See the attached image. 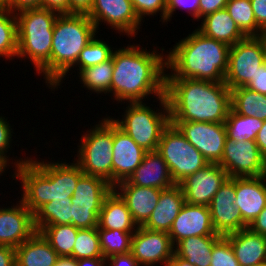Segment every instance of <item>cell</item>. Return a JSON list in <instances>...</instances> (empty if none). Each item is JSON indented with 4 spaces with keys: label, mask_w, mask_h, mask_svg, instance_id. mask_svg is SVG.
<instances>
[{
    "label": "cell",
    "mask_w": 266,
    "mask_h": 266,
    "mask_svg": "<svg viewBox=\"0 0 266 266\" xmlns=\"http://www.w3.org/2000/svg\"><path fill=\"white\" fill-rule=\"evenodd\" d=\"M18 51L16 15L7 8H0V60H15Z\"/></svg>",
    "instance_id": "cell-35"
},
{
    "label": "cell",
    "mask_w": 266,
    "mask_h": 266,
    "mask_svg": "<svg viewBox=\"0 0 266 266\" xmlns=\"http://www.w3.org/2000/svg\"><path fill=\"white\" fill-rule=\"evenodd\" d=\"M7 7V0H0V8H6Z\"/></svg>",
    "instance_id": "cell-59"
},
{
    "label": "cell",
    "mask_w": 266,
    "mask_h": 266,
    "mask_svg": "<svg viewBox=\"0 0 266 266\" xmlns=\"http://www.w3.org/2000/svg\"><path fill=\"white\" fill-rule=\"evenodd\" d=\"M235 199V177H229L219 188L208 206L212 225L217 234L225 236L248 228L240 211L234 205Z\"/></svg>",
    "instance_id": "cell-17"
},
{
    "label": "cell",
    "mask_w": 266,
    "mask_h": 266,
    "mask_svg": "<svg viewBox=\"0 0 266 266\" xmlns=\"http://www.w3.org/2000/svg\"><path fill=\"white\" fill-rule=\"evenodd\" d=\"M6 8L16 14L26 9L41 8V0H7Z\"/></svg>",
    "instance_id": "cell-48"
},
{
    "label": "cell",
    "mask_w": 266,
    "mask_h": 266,
    "mask_svg": "<svg viewBox=\"0 0 266 266\" xmlns=\"http://www.w3.org/2000/svg\"><path fill=\"white\" fill-rule=\"evenodd\" d=\"M54 266H77V260L72 257H59Z\"/></svg>",
    "instance_id": "cell-56"
},
{
    "label": "cell",
    "mask_w": 266,
    "mask_h": 266,
    "mask_svg": "<svg viewBox=\"0 0 266 266\" xmlns=\"http://www.w3.org/2000/svg\"><path fill=\"white\" fill-rule=\"evenodd\" d=\"M77 266H106V258H82L77 260Z\"/></svg>",
    "instance_id": "cell-54"
},
{
    "label": "cell",
    "mask_w": 266,
    "mask_h": 266,
    "mask_svg": "<svg viewBox=\"0 0 266 266\" xmlns=\"http://www.w3.org/2000/svg\"><path fill=\"white\" fill-rule=\"evenodd\" d=\"M170 122L224 123L231 110V90L224 82L166 79Z\"/></svg>",
    "instance_id": "cell-2"
},
{
    "label": "cell",
    "mask_w": 266,
    "mask_h": 266,
    "mask_svg": "<svg viewBox=\"0 0 266 266\" xmlns=\"http://www.w3.org/2000/svg\"><path fill=\"white\" fill-rule=\"evenodd\" d=\"M210 266H240L230 241L222 236L213 246Z\"/></svg>",
    "instance_id": "cell-42"
},
{
    "label": "cell",
    "mask_w": 266,
    "mask_h": 266,
    "mask_svg": "<svg viewBox=\"0 0 266 266\" xmlns=\"http://www.w3.org/2000/svg\"><path fill=\"white\" fill-rule=\"evenodd\" d=\"M225 237L230 241L240 266H257L266 263V236L245 228Z\"/></svg>",
    "instance_id": "cell-24"
},
{
    "label": "cell",
    "mask_w": 266,
    "mask_h": 266,
    "mask_svg": "<svg viewBox=\"0 0 266 266\" xmlns=\"http://www.w3.org/2000/svg\"><path fill=\"white\" fill-rule=\"evenodd\" d=\"M257 27L266 30V0H250Z\"/></svg>",
    "instance_id": "cell-46"
},
{
    "label": "cell",
    "mask_w": 266,
    "mask_h": 266,
    "mask_svg": "<svg viewBox=\"0 0 266 266\" xmlns=\"http://www.w3.org/2000/svg\"><path fill=\"white\" fill-rule=\"evenodd\" d=\"M41 8L58 14H69V0H41Z\"/></svg>",
    "instance_id": "cell-49"
},
{
    "label": "cell",
    "mask_w": 266,
    "mask_h": 266,
    "mask_svg": "<svg viewBox=\"0 0 266 266\" xmlns=\"http://www.w3.org/2000/svg\"><path fill=\"white\" fill-rule=\"evenodd\" d=\"M248 228L257 234L266 236V207L262 212L253 220Z\"/></svg>",
    "instance_id": "cell-52"
},
{
    "label": "cell",
    "mask_w": 266,
    "mask_h": 266,
    "mask_svg": "<svg viewBox=\"0 0 266 266\" xmlns=\"http://www.w3.org/2000/svg\"><path fill=\"white\" fill-rule=\"evenodd\" d=\"M34 158L30 156L10 175L12 181H21L20 200L33 214L48 202L71 199L79 178L84 174L75 160L67 163L66 160L40 161Z\"/></svg>",
    "instance_id": "cell-3"
},
{
    "label": "cell",
    "mask_w": 266,
    "mask_h": 266,
    "mask_svg": "<svg viewBox=\"0 0 266 266\" xmlns=\"http://www.w3.org/2000/svg\"><path fill=\"white\" fill-rule=\"evenodd\" d=\"M95 24L97 31L102 23L118 34L134 39L140 31L142 22L134 11L131 0H94L87 15Z\"/></svg>",
    "instance_id": "cell-13"
},
{
    "label": "cell",
    "mask_w": 266,
    "mask_h": 266,
    "mask_svg": "<svg viewBox=\"0 0 266 266\" xmlns=\"http://www.w3.org/2000/svg\"><path fill=\"white\" fill-rule=\"evenodd\" d=\"M113 190L106 180L83 174L71 197L72 225L78 229L98 227V217L105 197Z\"/></svg>",
    "instance_id": "cell-10"
},
{
    "label": "cell",
    "mask_w": 266,
    "mask_h": 266,
    "mask_svg": "<svg viewBox=\"0 0 266 266\" xmlns=\"http://www.w3.org/2000/svg\"><path fill=\"white\" fill-rule=\"evenodd\" d=\"M94 0H69V14L88 15Z\"/></svg>",
    "instance_id": "cell-50"
},
{
    "label": "cell",
    "mask_w": 266,
    "mask_h": 266,
    "mask_svg": "<svg viewBox=\"0 0 266 266\" xmlns=\"http://www.w3.org/2000/svg\"><path fill=\"white\" fill-rule=\"evenodd\" d=\"M18 51L17 59L32 62L38 76L50 89V57L54 22L58 13L44 9H26L16 14ZM20 58V59H19Z\"/></svg>",
    "instance_id": "cell-6"
},
{
    "label": "cell",
    "mask_w": 266,
    "mask_h": 266,
    "mask_svg": "<svg viewBox=\"0 0 266 266\" xmlns=\"http://www.w3.org/2000/svg\"><path fill=\"white\" fill-rule=\"evenodd\" d=\"M126 181L131 185L154 187L162 190L176 185L171 177L168 165L157 150L146 152L141 164Z\"/></svg>",
    "instance_id": "cell-23"
},
{
    "label": "cell",
    "mask_w": 266,
    "mask_h": 266,
    "mask_svg": "<svg viewBox=\"0 0 266 266\" xmlns=\"http://www.w3.org/2000/svg\"><path fill=\"white\" fill-rule=\"evenodd\" d=\"M147 151L113 122V187L135 171Z\"/></svg>",
    "instance_id": "cell-20"
},
{
    "label": "cell",
    "mask_w": 266,
    "mask_h": 266,
    "mask_svg": "<svg viewBox=\"0 0 266 266\" xmlns=\"http://www.w3.org/2000/svg\"><path fill=\"white\" fill-rule=\"evenodd\" d=\"M157 151L168 165L175 184L204 168L209 162L171 123L162 131Z\"/></svg>",
    "instance_id": "cell-9"
},
{
    "label": "cell",
    "mask_w": 266,
    "mask_h": 266,
    "mask_svg": "<svg viewBox=\"0 0 266 266\" xmlns=\"http://www.w3.org/2000/svg\"><path fill=\"white\" fill-rule=\"evenodd\" d=\"M10 122L8 121L7 117L0 115V159L4 161L9 167L11 168H17L21 163H24L29 159V157L25 156L24 158L20 157L19 159H13L10 156V153H8L12 149V137L14 133V129L12 128ZM11 158V159H10ZM12 160V163H11ZM11 163V165H10Z\"/></svg>",
    "instance_id": "cell-40"
},
{
    "label": "cell",
    "mask_w": 266,
    "mask_h": 266,
    "mask_svg": "<svg viewBox=\"0 0 266 266\" xmlns=\"http://www.w3.org/2000/svg\"><path fill=\"white\" fill-rule=\"evenodd\" d=\"M166 266H195V265L190 264L187 260L180 258L174 254L172 259L167 263Z\"/></svg>",
    "instance_id": "cell-55"
},
{
    "label": "cell",
    "mask_w": 266,
    "mask_h": 266,
    "mask_svg": "<svg viewBox=\"0 0 266 266\" xmlns=\"http://www.w3.org/2000/svg\"><path fill=\"white\" fill-rule=\"evenodd\" d=\"M231 109L244 116L266 120V95L247 87L231 89Z\"/></svg>",
    "instance_id": "cell-31"
},
{
    "label": "cell",
    "mask_w": 266,
    "mask_h": 266,
    "mask_svg": "<svg viewBox=\"0 0 266 266\" xmlns=\"http://www.w3.org/2000/svg\"><path fill=\"white\" fill-rule=\"evenodd\" d=\"M15 250L16 266H54L59 258L49 242L37 231Z\"/></svg>",
    "instance_id": "cell-28"
},
{
    "label": "cell",
    "mask_w": 266,
    "mask_h": 266,
    "mask_svg": "<svg viewBox=\"0 0 266 266\" xmlns=\"http://www.w3.org/2000/svg\"><path fill=\"white\" fill-rule=\"evenodd\" d=\"M0 266H16V250L0 245Z\"/></svg>",
    "instance_id": "cell-51"
},
{
    "label": "cell",
    "mask_w": 266,
    "mask_h": 266,
    "mask_svg": "<svg viewBox=\"0 0 266 266\" xmlns=\"http://www.w3.org/2000/svg\"><path fill=\"white\" fill-rule=\"evenodd\" d=\"M228 178V174L219 164L209 163L187 176L178 185L182 189L186 203L209 206L214 195Z\"/></svg>",
    "instance_id": "cell-16"
},
{
    "label": "cell",
    "mask_w": 266,
    "mask_h": 266,
    "mask_svg": "<svg viewBox=\"0 0 266 266\" xmlns=\"http://www.w3.org/2000/svg\"><path fill=\"white\" fill-rule=\"evenodd\" d=\"M235 192L234 205L249 226L266 207V175L235 177Z\"/></svg>",
    "instance_id": "cell-21"
},
{
    "label": "cell",
    "mask_w": 266,
    "mask_h": 266,
    "mask_svg": "<svg viewBox=\"0 0 266 266\" xmlns=\"http://www.w3.org/2000/svg\"><path fill=\"white\" fill-rule=\"evenodd\" d=\"M8 168L9 169V166L0 159V176H3V174L5 173V171H8ZM3 173V174H2ZM1 178V177H0Z\"/></svg>",
    "instance_id": "cell-58"
},
{
    "label": "cell",
    "mask_w": 266,
    "mask_h": 266,
    "mask_svg": "<svg viewBox=\"0 0 266 266\" xmlns=\"http://www.w3.org/2000/svg\"><path fill=\"white\" fill-rule=\"evenodd\" d=\"M222 235L191 236L174 246V254L195 266H210L214 244Z\"/></svg>",
    "instance_id": "cell-29"
},
{
    "label": "cell",
    "mask_w": 266,
    "mask_h": 266,
    "mask_svg": "<svg viewBox=\"0 0 266 266\" xmlns=\"http://www.w3.org/2000/svg\"><path fill=\"white\" fill-rule=\"evenodd\" d=\"M135 13L139 20L144 23L146 17H156L159 13V22H166V0H131Z\"/></svg>",
    "instance_id": "cell-41"
},
{
    "label": "cell",
    "mask_w": 266,
    "mask_h": 266,
    "mask_svg": "<svg viewBox=\"0 0 266 266\" xmlns=\"http://www.w3.org/2000/svg\"><path fill=\"white\" fill-rule=\"evenodd\" d=\"M95 24L84 14H59L54 22L50 57V91L62 88L80 52L98 35Z\"/></svg>",
    "instance_id": "cell-5"
},
{
    "label": "cell",
    "mask_w": 266,
    "mask_h": 266,
    "mask_svg": "<svg viewBox=\"0 0 266 266\" xmlns=\"http://www.w3.org/2000/svg\"><path fill=\"white\" fill-rule=\"evenodd\" d=\"M159 108L145 102H127L121 118L110 119L145 151H156L162 131L170 124L166 95L157 99ZM156 109V110H155Z\"/></svg>",
    "instance_id": "cell-7"
},
{
    "label": "cell",
    "mask_w": 266,
    "mask_h": 266,
    "mask_svg": "<svg viewBox=\"0 0 266 266\" xmlns=\"http://www.w3.org/2000/svg\"><path fill=\"white\" fill-rule=\"evenodd\" d=\"M78 228L74 225H48L40 233L57 252L59 257H72Z\"/></svg>",
    "instance_id": "cell-34"
},
{
    "label": "cell",
    "mask_w": 266,
    "mask_h": 266,
    "mask_svg": "<svg viewBox=\"0 0 266 266\" xmlns=\"http://www.w3.org/2000/svg\"><path fill=\"white\" fill-rule=\"evenodd\" d=\"M96 123L81 136L74 160L84 174L100 177L113 186V121L106 113Z\"/></svg>",
    "instance_id": "cell-8"
},
{
    "label": "cell",
    "mask_w": 266,
    "mask_h": 266,
    "mask_svg": "<svg viewBox=\"0 0 266 266\" xmlns=\"http://www.w3.org/2000/svg\"><path fill=\"white\" fill-rule=\"evenodd\" d=\"M225 9L246 37H257L262 32L257 27L250 0H228Z\"/></svg>",
    "instance_id": "cell-36"
},
{
    "label": "cell",
    "mask_w": 266,
    "mask_h": 266,
    "mask_svg": "<svg viewBox=\"0 0 266 266\" xmlns=\"http://www.w3.org/2000/svg\"><path fill=\"white\" fill-rule=\"evenodd\" d=\"M219 165L229 177H259L266 175V160L255 141H235L226 138Z\"/></svg>",
    "instance_id": "cell-12"
},
{
    "label": "cell",
    "mask_w": 266,
    "mask_h": 266,
    "mask_svg": "<svg viewBox=\"0 0 266 266\" xmlns=\"http://www.w3.org/2000/svg\"><path fill=\"white\" fill-rule=\"evenodd\" d=\"M264 121L256 117L240 115L230 110L224 122L227 138L239 141H255L257 133L262 128Z\"/></svg>",
    "instance_id": "cell-33"
},
{
    "label": "cell",
    "mask_w": 266,
    "mask_h": 266,
    "mask_svg": "<svg viewBox=\"0 0 266 266\" xmlns=\"http://www.w3.org/2000/svg\"><path fill=\"white\" fill-rule=\"evenodd\" d=\"M257 266H266V263H263V264H260V265H257Z\"/></svg>",
    "instance_id": "cell-60"
},
{
    "label": "cell",
    "mask_w": 266,
    "mask_h": 266,
    "mask_svg": "<svg viewBox=\"0 0 266 266\" xmlns=\"http://www.w3.org/2000/svg\"><path fill=\"white\" fill-rule=\"evenodd\" d=\"M228 0H200L199 1V19L204 16L224 9Z\"/></svg>",
    "instance_id": "cell-45"
},
{
    "label": "cell",
    "mask_w": 266,
    "mask_h": 266,
    "mask_svg": "<svg viewBox=\"0 0 266 266\" xmlns=\"http://www.w3.org/2000/svg\"><path fill=\"white\" fill-rule=\"evenodd\" d=\"M108 42L109 41L106 42L104 39H100L95 35L80 52L76 64L69 71L75 69L78 73V70L80 71L81 69L89 68L109 60L116 48L111 47L112 45Z\"/></svg>",
    "instance_id": "cell-37"
},
{
    "label": "cell",
    "mask_w": 266,
    "mask_h": 266,
    "mask_svg": "<svg viewBox=\"0 0 266 266\" xmlns=\"http://www.w3.org/2000/svg\"><path fill=\"white\" fill-rule=\"evenodd\" d=\"M248 89L266 95V62L260 66V70L254 76V79L245 86Z\"/></svg>",
    "instance_id": "cell-44"
},
{
    "label": "cell",
    "mask_w": 266,
    "mask_h": 266,
    "mask_svg": "<svg viewBox=\"0 0 266 266\" xmlns=\"http://www.w3.org/2000/svg\"><path fill=\"white\" fill-rule=\"evenodd\" d=\"M201 19L202 22L196 29L209 38L224 42L229 46L246 38L225 8Z\"/></svg>",
    "instance_id": "cell-27"
},
{
    "label": "cell",
    "mask_w": 266,
    "mask_h": 266,
    "mask_svg": "<svg viewBox=\"0 0 266 266\" xmlns=\"http://www.w3.org/2000/svg\"><path fill=\"white\" fill-rule=\"evenodd\" d=\"M113 189L125 201L133 221L143 226L158 204L162 189L131 185L126 180L117 183Z\"/></svg>",
    "instance_id": "cell-22"
},
{
    "label": "cell",
    "mask_w": 266,
    "mask_h": 266,
    "mask_svg": "<svg viewBox=\"0 0 266 266\" xmlns=\"http://www.w3.org/2000/svg\"><path fill=\"white\" fill-rule=\"evenodd\" d=\"M100 247L104 258L131 252L132 236L134 232L118 229L108 230L97 227Z\"/></svg>",
    "instance_id": "cell-38"
},
{
    "label": "cell",
    "mask_w": 266,
    "mask_h": 266,
    "mask_svg": "<svg viewBox=\"0 0 266 266\" xmlns=\"http://www.w3.org/2000/svg\"><path fill=\"white\" fill-rule=\"evenodd\" d=\"M199 1L200 0H166V24L174 17L176 10L186 12L193 18L192 20H199Z\"/></svg>",
    "instance_id": "cell-43"
},
{
    "label": "cell",
    "mask_w": 266,
    "mask_h": 266,
    "mask_svg": "<svg viewBox=\"0 0 266 266\" xmlns=\"http://www.w3.org/2000/svg\"><path fill=\"white\" fill-rule=\"evenodd\" d=\"M113 60L112 57L105 61L102 62L98 65L89 67V68H84L78 71L77 77H79L80 80L78 82L81 85L82 88H86V90L89 93L96 94H105V96L111 94V82H112V76H113ZM103 93V94H102Z\"/></svg>",
    "instance_id": "cell-30"
},
{
    "label": "cell",
    "mask_w": 266,
    "mask_h": 266,
    "mask_svg": "<svg viewBox=\"0 0 266 266\" xmlns=\"http://www.w3.org/2000/svg\"><path fill=\"white\" fill-rule=\"evenodd\" d=\"M169 236L175 246L179 241L191 236L217 234L211 220L208 206L184 203L173 221Z\"/></svg>",
    "instance_id": "cell-19"
},
{
    "label": "cell",
    "mask_w": 266,
    "mask_h": 266,
    "mask_svg": "<svg viewBox=\"0 0 266 266\" xmlns=\"http://www.w3.org/2000/svg\"><path fill=\"white\" fill-rule=\"evenodd\" d=\"M11 206H0V245L16 248L35 232L33 213L19 199ZM2 207V208H1Z\"/></svg>",
    "instance_id": "cell-18"
},
{
    "label": "cell",
    "mask_w": 266,
    "mask_h": 266,
    "mask_svg": "<svg viewBox=\"0 0 266 266\" xmlns=\"http://www.w3.org/2000/svg\"><path fill=\"white\" fill-rule=\"evenodd\" d=\"M229 49L228 44L209 38L195 28L169 48V52L165 51L168 53L166 79L224 82Z\"/></svg>",
    "instance_id": "cell-4"
},
{
    "label": "cell",
    "mask_w": 266,
    "mask_h": 266,
    "mask_svg": "<svg viewBox=\"0 0 266 266\" xmlns=\"http://www.w3.org/2000/svg\"><path fill=\"white\" fill-rule=\"evenodd\" d=\"M265 62L264 48L258 37H246L230 46L224 83L229 89L245 87Z\"/></svg>",
    "instance_id": "cell-11"
},
{
    "label": "cell",
    "mask_w": 266,
    "mask_h": 266,
    "mask_svg": "<svg viewBox=\"0 0 266 266\" xmlns=\"http://www.w3.org/2000/svg\"><path fill=\"white\" fill-rule=\"evenodd\" d=\"M204 156L209 163L219 164L227 138L224 123L170 122Z\"/></svg>",
    "instance_id": "cell-14"
},
{
    "label": "cell",
    "mask_w": 266,
    "mask_h": 266,
    "mask_svg": "<svg viewBox=\"0 0 266 266\" xmlns=\"http://www.w3.org/2000/svg\"><path fill=\"white\" fill-rule=\"evenodd\" d=\"M257 37L262 42V45L264 48V57H265V62H266V30H263Z\"/></svg>",
    "instance_id": "cell-57"
},
{
    "label": "cell",
    "mask_w": 266,
    "mask_h": 266,
    "mask_svg": "<svg viewBox=\"0 0 266 266\" xmlns=\"http://www.w3.org/2000/svg\"><path fill=\"white\" fill-rule=\"evenodd\" d=\"M71 199H60L42 205L34 214V226L40 232L48 225L72 224Z\"/></svg>",
    "instance_id": "cell-32"
},
{
    "label": "cell",
    "mask_w": 266,
    "mask_h": 266,
    "mask_svg": "<svg viewBox=\"0 0 266 266\" xmlns=\"http://www.w3.org/2000/svg\"><path fill=\"white\" fill-rule=\"evenodd\" d=\"M131 253L141 266H166L174 255V245L167 232L138 226L132 236Z\"/></svg>",
    "instance_id": "cell-15"
},
{
    "label": "cell",
    "mask_w": 266,
    "mask_h": 266,
    "mask_svg": "<svg viewBox=\"0 0 266 266\" xmlns=\"http://www.w3.org/2000/svg\"><path fill=\"white\" fill-rule=\"evenodd\" d=\"M184 203V194L178 184L163 190L158 204L143 227L153 231L169 233L173 221L178 216Z\"/></svg>",
    "instance_id": "cell-25"
},
{
    "label": "cell",
    "mask_w": 266,
    "mask_h": 266,
    "mask_svg": "<svg viewBox=\"0 0 266 266\" xmlns=\"http://www.w3.org/2000/svg\"><path fill=\"white\" fill-rule=\"evenodd\" d=\"M159 48L149 51L133 43L113 51L111 99L122 105V102H145L165 95L166 53L164 47L161 53Z\"/></svg>",
    "instance_id": "cell-1"
},
{
    "label": "cell",
    "mask_w": 266,
    "mask_h": 266,
    "mask_svg": "<svg viewBox=\"0 0 266 266\" xmlns=\"http://www.w3.org/2000/svg\"><path fill=\"white\" fill-rule=\"evenodd\" d=\"M98 227L125 232H135L138 228L125 201L114 189L103 201L98 217Z\"/></svg>",
    "instance_id": "cell-26"
},
{
    "label": "cell",
    "mask_w": 266,
    "mask_h": 266,
    "mask_svg": "<svg viewBox=\"0 0 266 266\" xmlns=\"http://www.w3.org/2000/svg\"><path fill=\"white\" fill-rule=\"evenodd\" d=\"M106 266H141L131 252L106 258Z\"/></svg>",
    "instance_id": "cell-47"
},
{
    "label": "cell",
    "mask_w": 266,
    "mask_h": 266,
    "mask_svg": "<svg viewBox=\"0 0 266 266\" xmlns=\"http://www.w3.org/2000/svg\"><path fill=\"white\" fill-rule=\"evenodd\" d=\"M255 142L260 149L263 158L266 160V120L264 121L262 128L257 133Z\"/></svg>",
    "instance_id": "cell-53"
},
{
    "label": "cell",
    "mask_w": 266,
    "mask_h": 266,
    "mask_svg": "<svg viewBox=\"0 0 266 266\" xmlns=\"http://www.w3.org/2000/svg\"><path fill=\"white\" fill-rule=\"evenodd\" d=\"M96 257H103L97 227L79 229L73 247L72 258L78 260Z\"/></svg>",
    "instance_id": "cell-39"
}]
</instances>
